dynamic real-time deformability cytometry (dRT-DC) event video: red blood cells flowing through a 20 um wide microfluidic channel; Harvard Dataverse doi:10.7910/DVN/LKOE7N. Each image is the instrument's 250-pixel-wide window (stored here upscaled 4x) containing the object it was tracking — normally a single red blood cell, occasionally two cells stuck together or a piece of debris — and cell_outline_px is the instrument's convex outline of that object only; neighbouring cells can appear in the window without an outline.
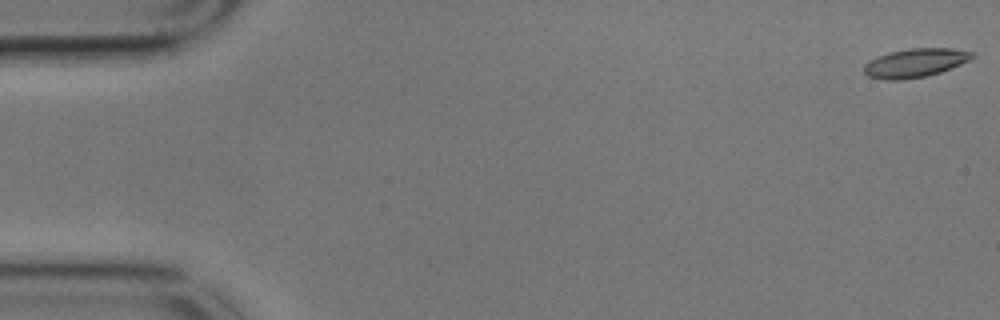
{"species": "common noctule bat (a hibernating species)", "species_latin": "Nyctalus noctula", "temperature_condition": "cold", "stored_images_in_passage": 15, "camera_frame_rate_fps": 3000, "um_per_image_px": 0.085, "animal": {"sex": "male", "body_mass_g": 17.9}, "frame": {"image": 1, "passage_image": 1, "time_ms": 0.0, "image_size_px": [1000, 320], "cell_outline_px": [[976, 56], [952, 68], [928, 76], [904, 80], [884, 80], [868, 76], [864, 72], [864, 64], [868, 60], [876, 56], [888, 52], [912, 48], [952, 48], [972, 52]], "centroid_in_image_um": [77.75, 5.35], "position_along_channel_um": 7.2, "area_um2": 18.32}}
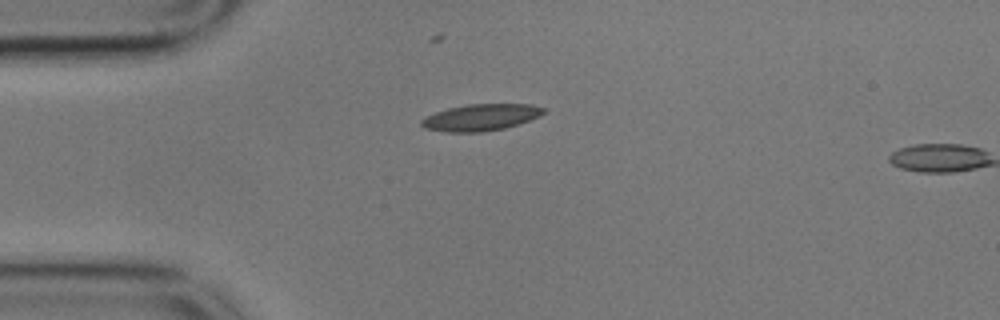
{"frame": {"image": 2, "passage_image": 14, "time_ms": 4.333, "image_size_px": [1000, 320], "cell_outline_px": [[544, 112], [528, 120], [504, 128], [484, 132], [448, 132], [424, 128], [420, 124], [420, 120], [424, 116], [448, 108], [468, 104], [532, 104], [544, 108]], "centroid_in_image_um": [40.79, 9.98], "position_along_channel_um": 44.2, "area_um2": 18.79}}